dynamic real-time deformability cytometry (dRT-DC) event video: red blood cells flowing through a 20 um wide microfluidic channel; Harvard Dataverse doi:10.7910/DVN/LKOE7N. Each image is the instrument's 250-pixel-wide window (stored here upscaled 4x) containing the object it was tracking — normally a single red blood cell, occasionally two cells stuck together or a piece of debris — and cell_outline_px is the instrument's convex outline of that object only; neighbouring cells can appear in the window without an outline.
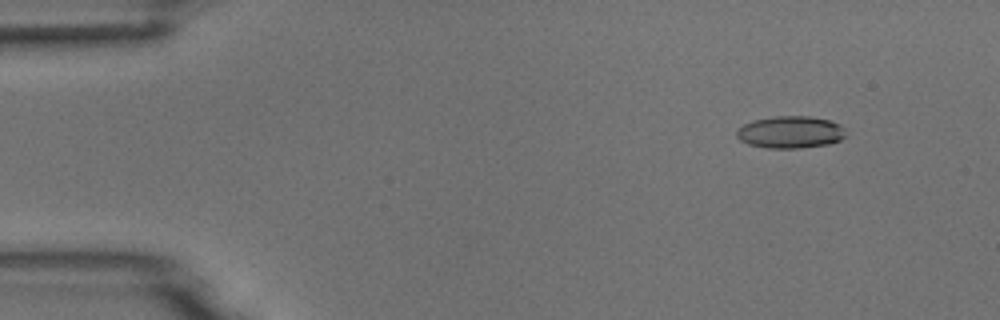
{"species": "common noctule bat (a hibernating species)", "species_latin": "Nyctalus noctula", "temperature_condition": "room temperature", "stored_images_in_passage": 4, "camera_frame_rate_fps": 3000, "um_per_image_px": 0.085, "animal": {"sex": "male", "body_mass_g": 18.8}, "frame": {"image": 1, "passage_image": 2, "time_ms": 1.333, "image_size_px": [1000, 320], "cell_outline_px": [[844, 136], [840, 140], [828, 144], [800, 148], [764, 148], [748, 144], [740, 140], [736, 136], [736, 132], [744, 124], [752, 120], [772, 116], [808, 116], [828, 120], [840, 124], [844, 128]], "centroid_in_image_um": [67.15, 11.23], "position_along_channel_um": 17.8, "area_um2": 20.46}}
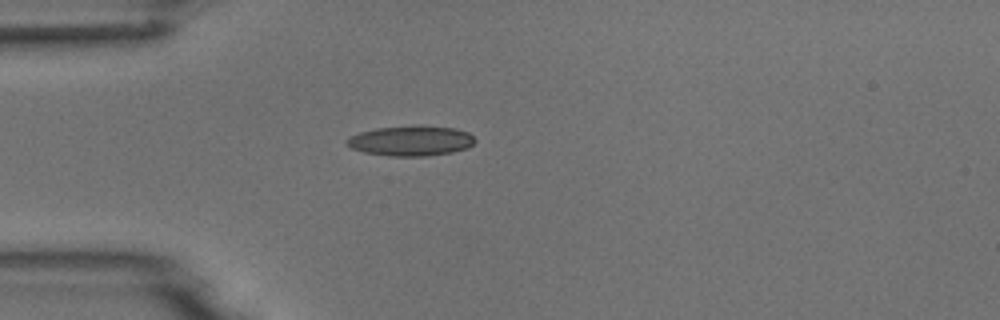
{"frame": {"image": 2, "passage_image": 4, "time_ms": 4.333, "image_size_px": [1000, 320], "cell_outline_px": [[476, 140], [468, 148], [452, 152], [428, 156], [388, 156], [364, 152], [352, 148], [344, 144], [344, 140], [360, 132], [376, 128], [416, 124], [420, 124], [452, 128], [468, 132]], "centroid_in_image_um": [34.91, 11.95], "position_along_channel_um": 50.1, "area_um2": 22.83}}